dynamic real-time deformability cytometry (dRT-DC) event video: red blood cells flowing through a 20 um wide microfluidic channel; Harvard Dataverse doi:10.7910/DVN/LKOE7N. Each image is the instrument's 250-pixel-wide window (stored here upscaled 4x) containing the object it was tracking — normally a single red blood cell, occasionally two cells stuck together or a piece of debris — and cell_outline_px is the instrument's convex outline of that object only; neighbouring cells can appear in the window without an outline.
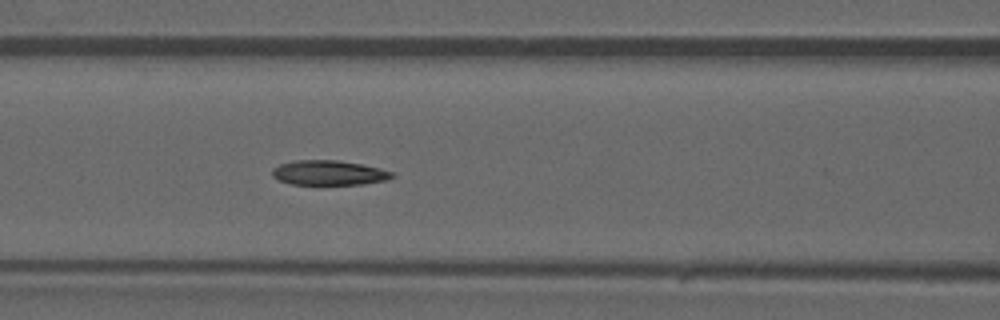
{"species": "common noctule bat (a hibernating species)", "species_latin": "Nyctalus noctula", "temperature_condition": "warm", "stored_images_in_passage": 46, "camera_frame_rate_fps": 3000, "um_per_image_px": 0.085, "animal": {"sex": "male", "forearm_length_mm": 52.5}, "frame": {"image": 1, "passage_image": 20, "time_ms": 6.333, "image_size_px": [1000, 320], "cell_outline_px": [[396, 176], [384, 180], [364, 184], [292, 184], [280, 180], [272, 176], [272, 168], [280, 164], [296, 160], [336, 160], [360, 164], [380, 168], [392, 172]], "centroid_in_image_um": [27.94, 14.68], "position_along_channel_um": 138.7, "area_um2": 17.11}}